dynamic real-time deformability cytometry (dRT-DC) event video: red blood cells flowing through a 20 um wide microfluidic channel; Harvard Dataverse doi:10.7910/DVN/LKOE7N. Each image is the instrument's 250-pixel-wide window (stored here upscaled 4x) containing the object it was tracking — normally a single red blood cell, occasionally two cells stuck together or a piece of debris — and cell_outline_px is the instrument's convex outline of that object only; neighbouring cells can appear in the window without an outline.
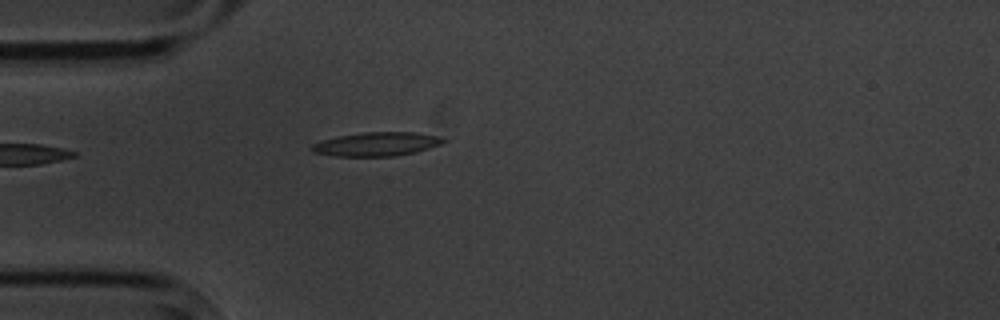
{"species": "common noctule bat (a hibernating species)", "species_latin": "Nyctalus noctula", "temperature_condition": "cold", "stored_images_in_passage": 3, "camera_frame_rate_fps": 3000, "um_per_image_px": 0.085, "animal": {"sex": "male", "body_mass_g": 20.1, "forearm_length_mm": 53.5}, "frame": {"image": 1, "passage_image": 3, "time_ms": 3.0, "image_size_px": [1000, 320], "cell_outline_px": [[448, 140], [440, 144], [416, 152], [392, 156], [336, 156], [312, 152], [308, 148], [312, 144], [320, 140], [340, 136], [364, 132], [416, 132], [440, 136]], "centroid_in_image_um": [31.99, 12.24], "position_along_channel_um": 53.0, "area_um2": 18.32}}